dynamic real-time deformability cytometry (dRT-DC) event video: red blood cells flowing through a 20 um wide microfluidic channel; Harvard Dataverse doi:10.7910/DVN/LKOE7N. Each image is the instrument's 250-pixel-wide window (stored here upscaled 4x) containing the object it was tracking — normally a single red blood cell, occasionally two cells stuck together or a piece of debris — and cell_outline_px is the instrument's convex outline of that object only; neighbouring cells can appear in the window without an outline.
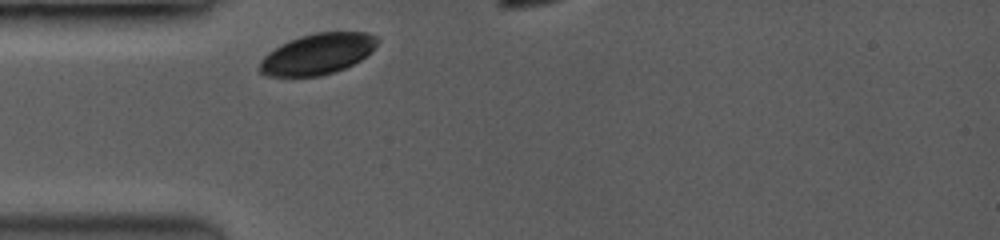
{"species": "common noctule bat (a hibernating species)", "species_latin": "Nyctalus noctula", "temperature_condition": "room temperature", "stored_images_in_passage": 8, "camera_frame_rate_fps": 3500, "um_per_image_px": 0.085, "animal": {"sex": "female", "body_mass_g": 19.0, "forearm_length_mm": 53.3}, "frame": {"image": 1, "passage_image": 1, "time_ms": 0.0, "image_size_px": [1000, 240], "cell_outline_px": [[380, 40], [360, 60], [344, 68], [320, 76], [264, 76], [260, 72], [260, 60], [268, 52], [280, 44], [288, 40], [300, 36], [316, 32], [368, 32], [380, 36]], "centroid_in_image_um": [26.97, 4.57], "position_along_channel_um": 58.0, "area_um2": 27.98}}